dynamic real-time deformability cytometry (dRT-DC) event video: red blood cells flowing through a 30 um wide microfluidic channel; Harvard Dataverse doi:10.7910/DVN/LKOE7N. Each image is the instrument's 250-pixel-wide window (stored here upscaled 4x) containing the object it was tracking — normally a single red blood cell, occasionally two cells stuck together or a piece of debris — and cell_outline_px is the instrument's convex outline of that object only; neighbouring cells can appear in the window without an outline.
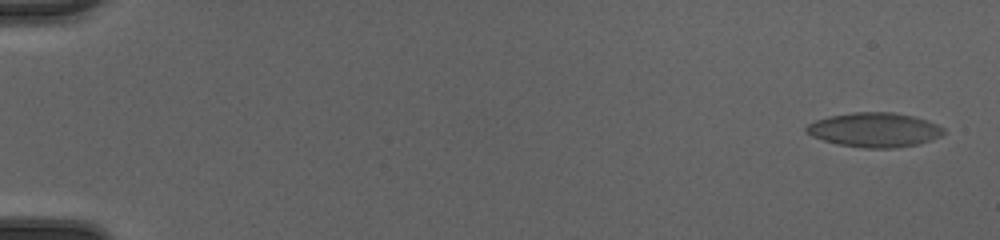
{"species": "common noctule bat (a hibernating species)", "species_latin": "Nyctalus noctula", "temperature_condition": "cold", "stored_images_in_passage": 53, "camera_frame_rate_fps": 3000, "um_per_image_px": 0.085, "animal": {"sex": "female", "body_mass_g": 20.0, "forearm_length_mm": 54.0}, "frame": {"image": 1, "passage_image": 2, "time_ms": 0.333, "image_size_px": [1000, 240], "cell_outline_px": [[944, 132], [940, 136], [916, 144], [892, 148], [868, 148], [840, 144], [824, 140], [812, 136], [804, 128], [808, 124], [816, 120], [832, 116], [856, 112], [892, 112], [912, 116], [936, 124], [944, 128]], "centroid_in_image_um": [74.32, 11.03], "position_along_channel_um": 10.7, "area_um2": 26.88}}
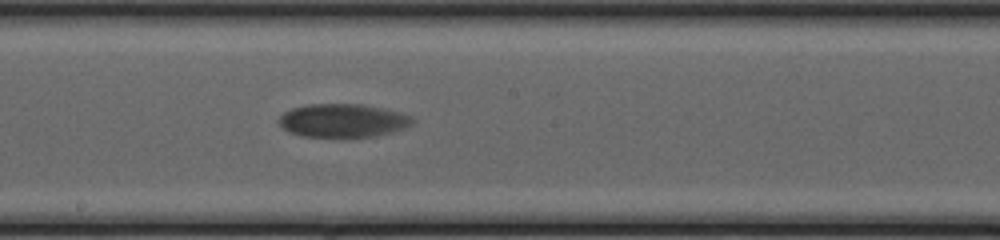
{"frame": {"image": 2, "passage_image": 31, "time_ms": 10.0, "image_size_px": [1000, 240], "cell_outline_px": [[416, 120], [412, 124], [404, 128], [372, 136], [304, 136], [288, 132], [280, 124], [280, 116], [284, 112], [292, 108], [308, 104], [364, 104], [384, 108], [400, 112], [412, 116]], "centroid_in_image_um": [29.16, 10.22], "position_along_channel_um": 219.0, "area_um2": 25.72}}
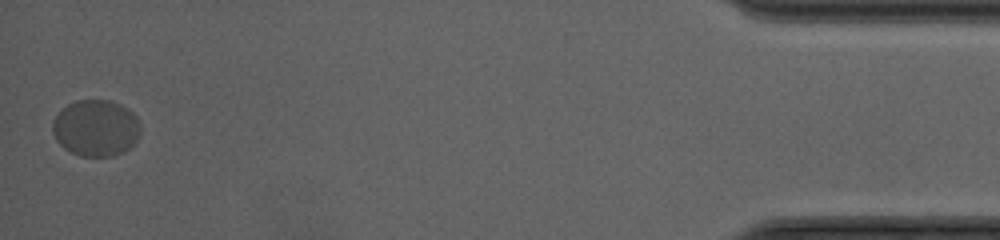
{"frame": {"image": 3, "passage_image": 53, "time_ms": 17.333, "image_size_px": [1000, 240], "cell_outline_px": [[140, 136], [124, 152], [112, 156], [80, 156], [64, 148], [56, 140], [52, 132], [52, 124], [56, 116], [68, 104], [76, 100], [108, 100], [120, 104], [132, 112], [136, 116], [140, 124]], "centroid_in_image_um": [8.16, 10.88], "position_along_channel_um": 427.0, "area_um2": 28.9}, "authors_computed_cell_mechanics": {"area_um2": 25.4898, "velocity_mm_per_s": 3.9779, "shape_relaxation_time_tau1_ms": 4.0123, "shape_relaxation_time_tau2_ms": null, "deformation_change_tau1": 0.1036, "deformation_change_tau2": null}}